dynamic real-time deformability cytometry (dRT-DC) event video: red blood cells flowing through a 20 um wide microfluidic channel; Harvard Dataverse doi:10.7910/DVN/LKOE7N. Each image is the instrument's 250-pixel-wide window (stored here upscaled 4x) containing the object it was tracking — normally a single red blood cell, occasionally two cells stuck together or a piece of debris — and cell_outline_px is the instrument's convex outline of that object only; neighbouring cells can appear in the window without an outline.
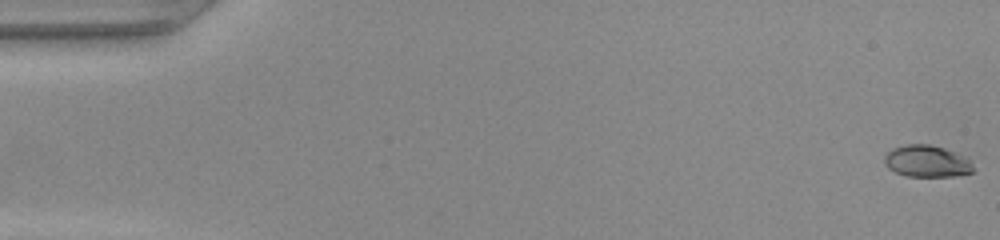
{"species": "common noctule bat (a hibernating species)", "species_latin": "Nyctalus noctula", "temperature_condition": "warm", "stored_images_in_passage": 50, "camera_frame_rate_fps": 3000, "um_per_image_px": 0.085, "animal": {"sex": "female", "body_mass_g": 22.0, "forearm_length_mm": 56.7}, "frame": {"image": 1, "passage_image": 1, "time_ms": 0.0, "image_size_px": [1000, 240], "cell_outline_px": [[976, 168], [972, 172], [956, 176], [904, 176], [888, 168], [884, 164], [884, 156], [892, 148], [904, 144], [928, 144], [944, 148], [968, 156]], "centroid_in_image_um": [78.82, 13.7], "position_along_channel_um": 6.2, "area_um2": 16.82}}
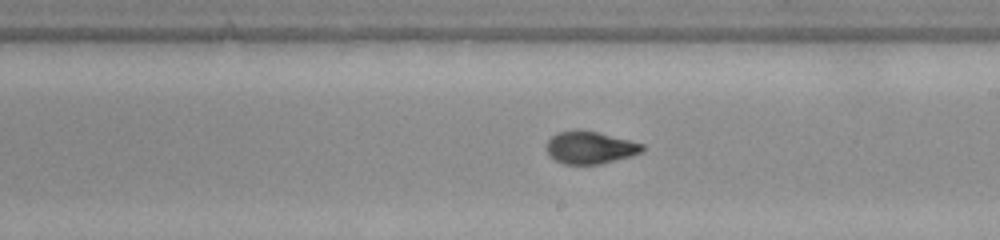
{"frame": {"image": 2, "passage_image": 29, "time_ms": 9.333, "image_size_px": [1000, 240], "cell_outline_px": [[644, 152], [632, 156], [600, 164], [564, 164], [556, 160], [544, 148], [548, 140], [556, 132], [596, 132], [644, 144]], "centroid_in_image_um": [50.18, 12.57], "position_along_channel_um": 238.8, "area_um2": 17.69}}
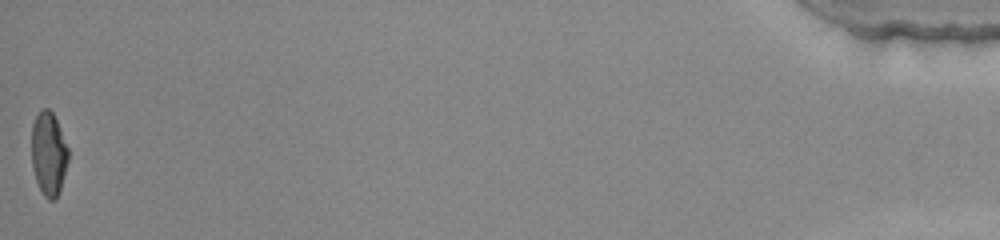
{"frame": {"image": 3, "passage_image": 50, "time_ms": 16.333, "image_size_px": [1000, 240], "cell_outline_px": [[68, 160], [60, 188], [56, 196], [52, 200], [48, 200], [44, 196], [36, 180], [32, 168], [32, 124], [36, 116], [44, 108], [48, 108], [52, 112], [56, 120], [68, 148]], "centroid_in_image_um": [4.12, 13.06], "position_along_channel_um": 431.1, "area_um2": 17.51}}